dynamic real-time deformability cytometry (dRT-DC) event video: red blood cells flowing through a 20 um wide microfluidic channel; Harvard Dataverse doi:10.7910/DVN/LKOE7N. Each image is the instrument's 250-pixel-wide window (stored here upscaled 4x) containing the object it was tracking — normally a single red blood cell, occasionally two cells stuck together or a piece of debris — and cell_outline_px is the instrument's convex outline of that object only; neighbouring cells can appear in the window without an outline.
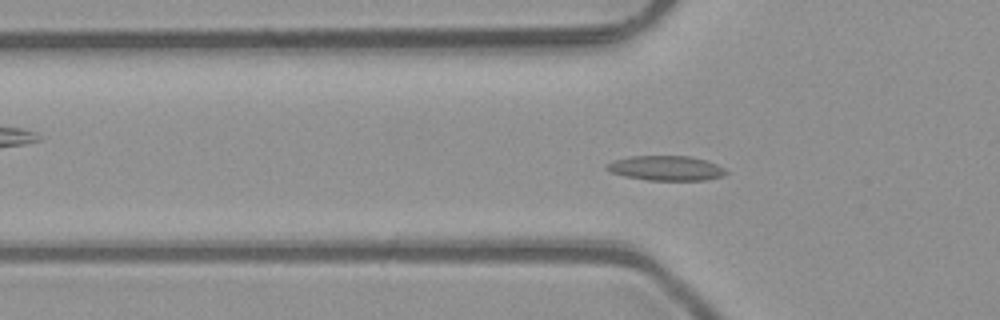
{"species": "common noctule bat (a hibernating species)", "species_latin": "Nyctalus noctula", "temperature_condition": "room temperature", "stored_images_in_passage": 42, "camera_frame_rate_fps": 3000, "um_per_image_px": 0.085, "animal": {"sex": "male", "body_mass_g": 23.1, "forearm_length_mm": 52.7}, "frame": {"image": 1, "passage_image": 17, "time_ms": 5.333, "image_size_px": [1000, 320], "cell_outline_px": [[728, 172], [724, 176], [704, 180], [648, 180], [624, 176], [608, 172], [604, 168], [604, 164], [612, 160], [632, 156], [692, 156], [708, 160], [724, 168]], "centroid_in_image_um": [56.58, 14.29], "position_along_channel_um": 69.2, "area_um2": 17.51}}
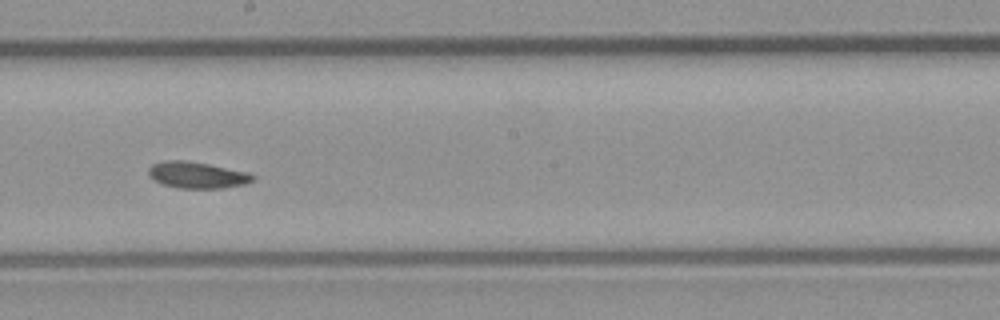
{"frame": {"image": 2, "passage_image": 29, "time_ms": 9.333, "image_size_px": [1000, 320], "cell_outline_px": [[256, 176], [252, 180], [244, 184], [224, 188], [180, 188], [164, 184], [152, 180], [148, 176], [148, 168], [152, 164], [164, 160], [184, 160], [208, 164], [248, 172]], "centroid_in_image_um": [16.71, 14.87], "position_along_channel_um": 231.5, "area_um2": 16.07}}
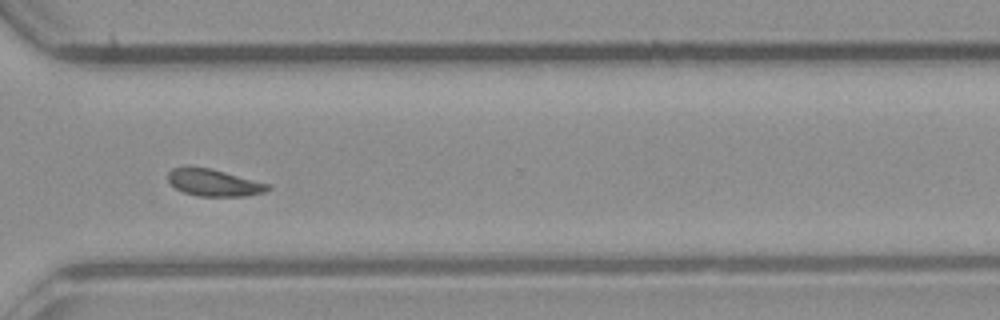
{"frame": {"image": 3, "passage_image": 38, "time_ms": 12.333, "image_size_px": [1000, 320], "cell_outline_px": [[272, 188], [268, 192], [244, 196], [200, 196], [184, 192], [176, 188], [168, 180], [168, 172], [172, 168], [212, 168], [272, 184]], "centroid_in_image_um": [18.29, 15.54], "position_along_channel_um": 352.3, "area_um2": 15.72}}